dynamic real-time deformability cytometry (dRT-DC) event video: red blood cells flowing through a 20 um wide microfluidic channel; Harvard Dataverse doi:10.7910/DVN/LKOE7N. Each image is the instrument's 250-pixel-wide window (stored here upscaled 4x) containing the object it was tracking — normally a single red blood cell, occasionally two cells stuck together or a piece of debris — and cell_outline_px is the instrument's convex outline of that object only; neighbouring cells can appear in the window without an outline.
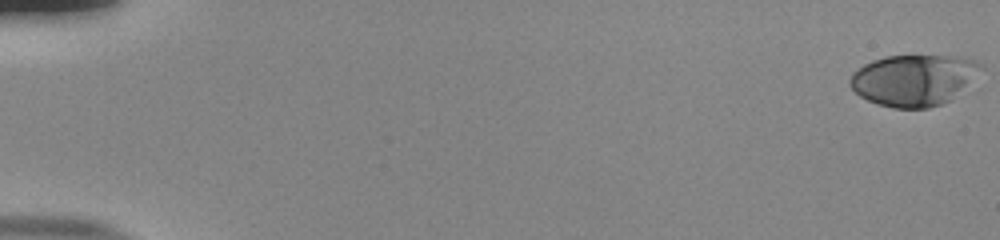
{"species": "human", "species_latin": "Homo sapiens", "temperature_condition": "room temperature", "stored_images_in_passage": 55, "camera_frame_rate_fps": 3000, "um_per_image_px": 0.085, "donor": {"sex": "male"}, "frame": {"image": 1, "passage_image": 1, "time_ms": 0.0, "image_size_px": [1000, 240], "cell_outline_px": [[984, 68], [952, 100], [928, 108], [892, 108], [876, 104], [860, 96], [848, 84], [848, 80], [852, 72], [864, 64], [872, 60], [884, 56], [964, 56], [976, 60], [984, 64]], "centroid_in_image_um": [77.68, 6.79], "position_along_channel_um": 7.3, "area_um2": 39.48}}
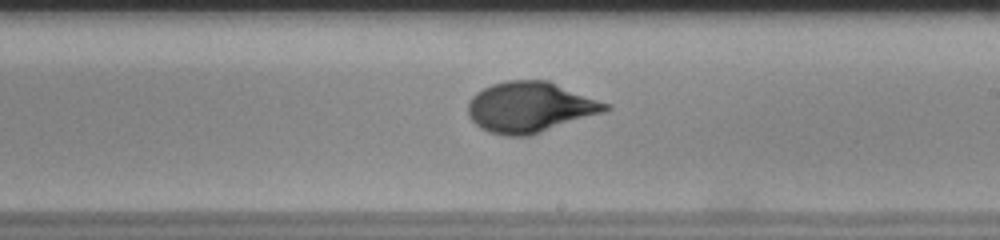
{"frame": {"image": 2, "passage_image": 34, "time_ms": 11.0, "image_size_px": [1000, 240], "cell_outline_px": [[612, 108], [604, 112], [528, 136], [504, 136], [488, 132], [480, 128], [468, 116], [468, 104], [472, 96], [476, 92], [492, 84], [508, 80], [548, 80], [612, 104]], "centroid_in_image_um": [45.07, 9.1], "position_along_channel_um": 243.9, "area_um2": 40.69}}
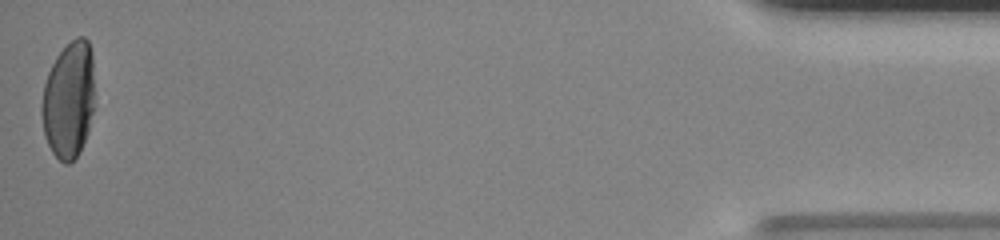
{"frame": {"image": 3, "passage_image": 55, "time_ms": 18.0, "image_size_px": [1000, 240], "cell_outline_px": [[92, 112], [88, 132], [80, 152], [68, 164], [64, 164], [52, 152], [44, 136], [40, 112], [40, 108], [44, 84], [48, 72], [56, 56], [76, 36], [84, 36], [88, 40], [92, 52]], "centroid_in_image_um": [5.81, 8.5], "position_along_channel_um": 429.4, "area_um2": 35.89}, "authors_computed_cell_mechanics": {"area_um2": 38.8416, "velocity_mm_per_s": 3.8302, "shape_relaxation_time_tau1_ms": 4.7526, "shape_relaxation_time_tau2_ms": null, "deformation_change_tau1": 0.2219, "deformation_change_tau2": null}}